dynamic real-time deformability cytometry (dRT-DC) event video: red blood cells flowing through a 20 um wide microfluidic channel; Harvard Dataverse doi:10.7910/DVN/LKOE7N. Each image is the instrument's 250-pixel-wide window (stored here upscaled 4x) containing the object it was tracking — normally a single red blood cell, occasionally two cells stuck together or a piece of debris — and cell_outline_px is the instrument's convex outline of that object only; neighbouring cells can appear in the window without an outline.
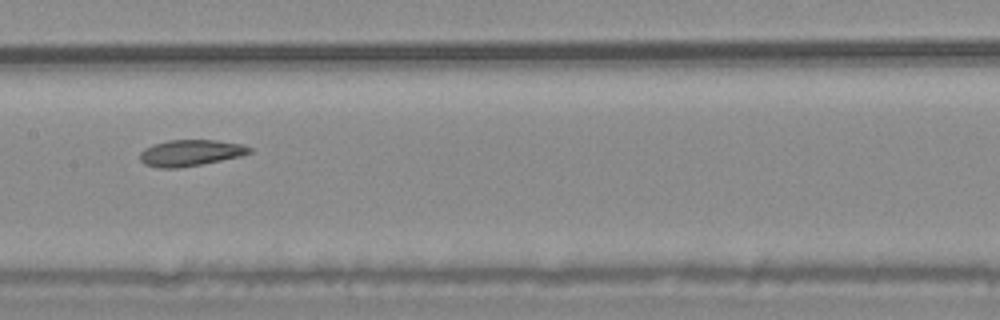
{"species": "common noctule bat (a hibernating species)", "species_latin": "Nyctalus noctula", "temperature_condition": "warm", "stored_images_in_passage": 15, "camera_frame_rate_fps": 3000, "um_per_image_px": 0.085, "animal": {"sex": "male", "body_mass_g": 20.4}, "frame": {"image": 1, "passage_image": 7, "time_ms": 2.0, "image_size_px": [1000, 320], "cell_outline_px": [[252, 152], [240, 156], [200, 164], [176, 168], [160, 168], [144, 164], [140, 160], [140, 152], [144, 148], [152, 144], [168, 140], [216, 140], [240, 144], [252, 148]], "centroid_in_image_um": [16.15, 12.98], "position_along_channel_um": 191.3, "area_um2": 16.65}}